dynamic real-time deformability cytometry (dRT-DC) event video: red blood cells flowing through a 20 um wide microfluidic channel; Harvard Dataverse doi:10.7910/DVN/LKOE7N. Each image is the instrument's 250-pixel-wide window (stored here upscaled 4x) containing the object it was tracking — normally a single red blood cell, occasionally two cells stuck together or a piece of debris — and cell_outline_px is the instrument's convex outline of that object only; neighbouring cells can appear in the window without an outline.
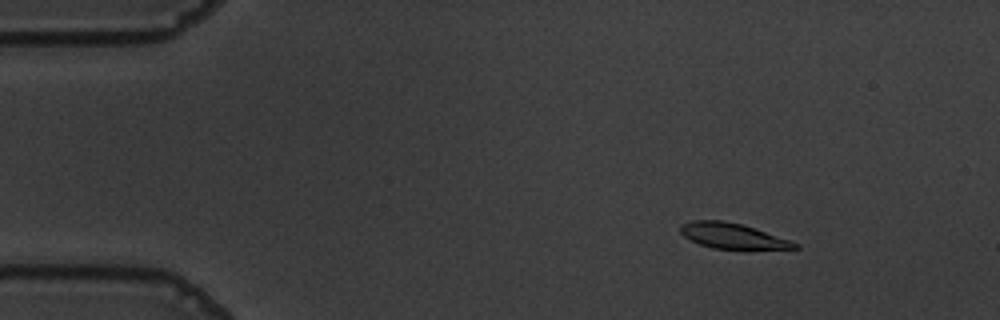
{"species": "common noctule bat (a hibernating species)", "species_latin": "Nyctalus noctula", "temperature_condition": "warm", "stored_images_in_passage": 57, "camera_frame_rate_fps": 3000, "um_per_image_px": 0.085, "animal": {"sex": "male", "body_mass_g": 19.5, "forearm_length_mm": 54.6}, "frame": {"image": 1, "passage_image": 8, "time_ms": 2.333, "image_size_px": [1000, 320], "cell_outline_px": [[800, 248], [712, 248], [700, 244], [684, 236], [680, 232], [680, 228], [684, 224], [692, 220], [724, 220], [740, 224], [800, 244]], "centroid_in_image_um": [62.2, 20.03], "position_along_channel_um": 22.8, "area_um2": 16.18}}
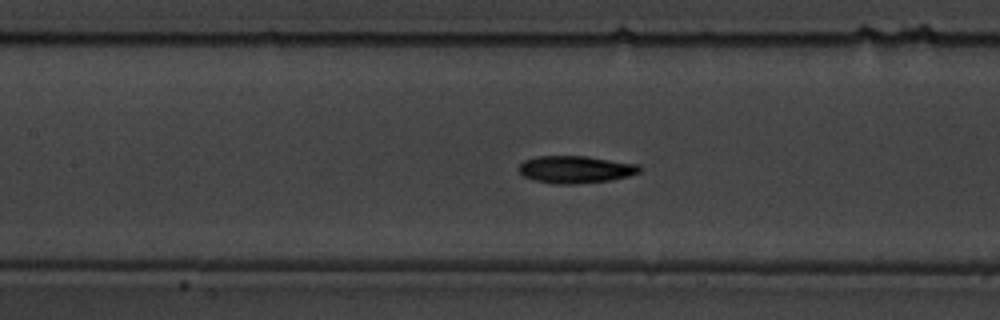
{"frame": {"image": 2, "passage_image": 26, "time_ms": 8.333, "image_size_px": [1000, 320], "cell_outline_px": [[640, 172], [628, 176], [612, 180], [568, 184], [556, 184], [532, 180], [524, 176], [516, 168], [524, 160], [536, 156], [588, 156], [640, 164]], "centroid_in_image_um": [48.91, 14.39], "position_along_channel_um": 158.5, "area_um2": 19.36}}
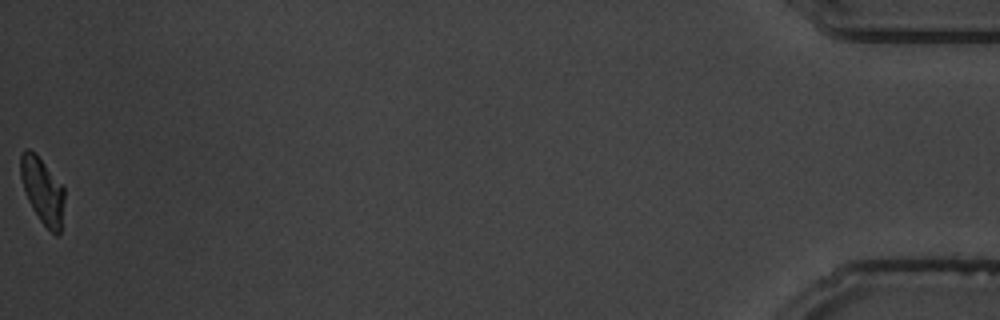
{"frame": {"image": 3, "passage_image": 57, "time_ms": 18.667, "image_size_px": [1000, 320], "cell_outline_px": [[64, 200], [60, 232], [56, 236], [40, 220], [32, 208], [28, 200], [20, 176], [20, 156], [24, 148], [28, 148], [36, 152], [64, 188]], "centroid_in_image_um": [3.6, 16.16], "position_along_channel_um": 431.6, "area_um2": 16.76}, "authors_computed_cell_mechanics": {"area_um2": 18.0336, "velocity_mm_per_s": 3.5947, "shape_relaxation_time_tau1_ms": 3.2992, "shape_relaxation_time_tau2_ms": 3.843, "deformation_change_tau1": 0.1406, "deformation_change_tau2": 0.099}}